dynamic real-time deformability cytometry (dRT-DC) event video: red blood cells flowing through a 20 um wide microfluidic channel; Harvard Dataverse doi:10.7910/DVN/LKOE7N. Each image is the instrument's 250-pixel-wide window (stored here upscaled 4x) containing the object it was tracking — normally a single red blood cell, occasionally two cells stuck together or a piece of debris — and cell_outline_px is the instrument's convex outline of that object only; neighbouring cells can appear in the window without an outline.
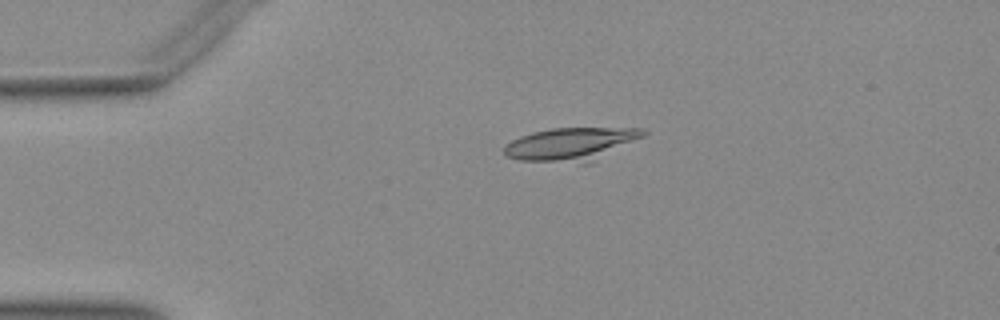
{"species": "Egyptian fruit bat (a non-hibernating species)", "species_latin": "Rousettus aegyptiacus", "temperature_condition": "warm", "stored_images_in_passage": 41, "camera_frame_rate_fps": 3000, "um_per_image_px": 0.085, "animal": {"sex": "female"}, "frame": {"image": 1, "passage_image": 1, "time_ms": 0.0, "image_size_px": [1000, 320], "cell_outline_px": [[648, 132], [644, 136], [588, 164], [584, 164], [520, 160], [508, 156], [504, 152], [504, 144], [520, 136], [532, 132], [552, 128], [640, 128]], "centroid_in_image_um": [48.53, 12.26], "position_along_channel_um": 36.5, "area_um2": 26.88}}
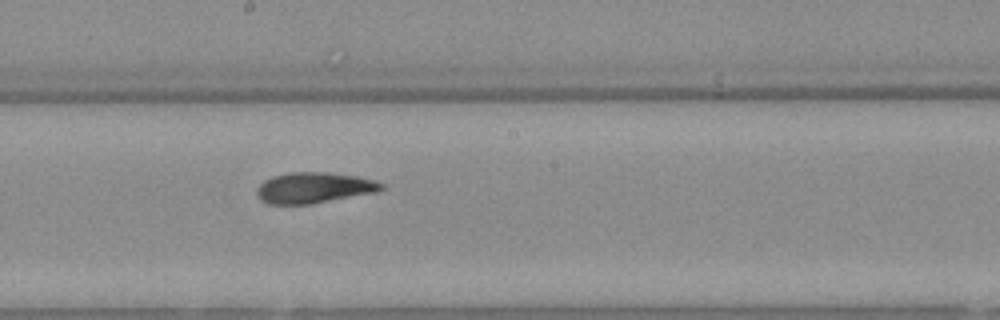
{"frame": {"image": 2, "passage_image": 18, "time_ms": 5.667, "image_size_px": [1000, 320], "cell_outline_px": [[384, 188], [380, 192], [312, 204], [268, 204], [260, 200], [256, 192], [256, 188], [264, 180], [272, 176], [288, 172], [328, 172], [356, 176], [372, 180], [384, 184]], "centroid_in_image_um": [26.69, 15.96], "position_along_channel_um": 221.5, "area_um2": 22.66}}
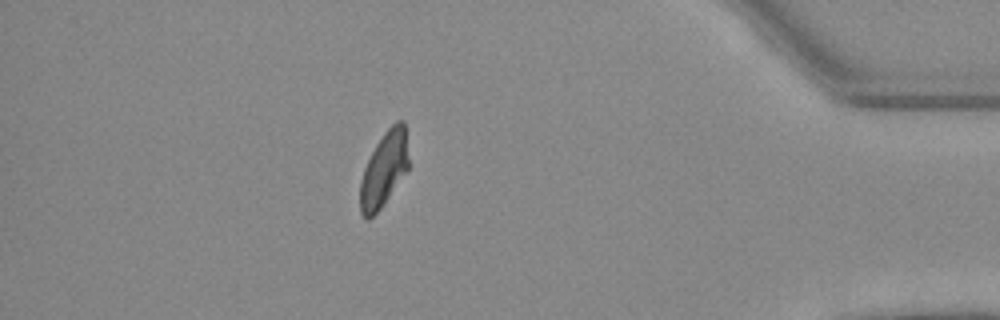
{"frame": {"image": 3, "passage_image": 35, "time_ms": 11.333, "image_size_px": [1000, 320], "cell_outline_px": [[408, 168], [380, 208], [368, 220], [360, 212], [360, 180], [364, 168], [376, 144], [384, 132], [396, 120], [404, 120], [408, 160]], "centroid_in_image_um": [32.62, 14.37], "position_along_channel_um": 402.6, "area_um2": 20.63}}